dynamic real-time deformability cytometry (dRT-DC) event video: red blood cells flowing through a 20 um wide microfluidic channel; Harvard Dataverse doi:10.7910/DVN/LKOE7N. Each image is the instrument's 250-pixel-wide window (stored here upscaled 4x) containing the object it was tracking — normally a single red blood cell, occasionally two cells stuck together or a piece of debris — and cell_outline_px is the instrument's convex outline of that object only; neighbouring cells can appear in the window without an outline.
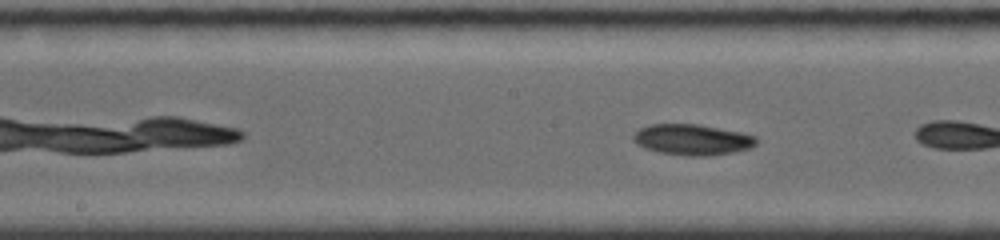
{"species": "common noctule bat (a hibernating species)", "species_latin": "Nyctalus noctula", "temperature_condition": "room temperature", "stored_images_in_passage": 9, "camera_frame_rate_fps": 4000, "um_per_image_px": 0.085, "animal": {"sex": "female", "body_mass_g": 19.0, "forearm_length_mm": 56.7}, "frame": {"image": 1, "passage_image": 7, "time_ms": 3.0, "image_size_px": [1000, 240], "cell_outline_px": [[756, 144], [748, 148], [732, 152], [708, 156], [692, 156], [660, 152], [644, 148], [636, 144], [632, 140], [632, 136], [640, 128], [648, 124], [700, 124], [740, 132], [756, 136]], "centroid_in_image_um": [58.8, 11.86], "position_along_channel_um": 189.4, "area_um2": 22.02}}